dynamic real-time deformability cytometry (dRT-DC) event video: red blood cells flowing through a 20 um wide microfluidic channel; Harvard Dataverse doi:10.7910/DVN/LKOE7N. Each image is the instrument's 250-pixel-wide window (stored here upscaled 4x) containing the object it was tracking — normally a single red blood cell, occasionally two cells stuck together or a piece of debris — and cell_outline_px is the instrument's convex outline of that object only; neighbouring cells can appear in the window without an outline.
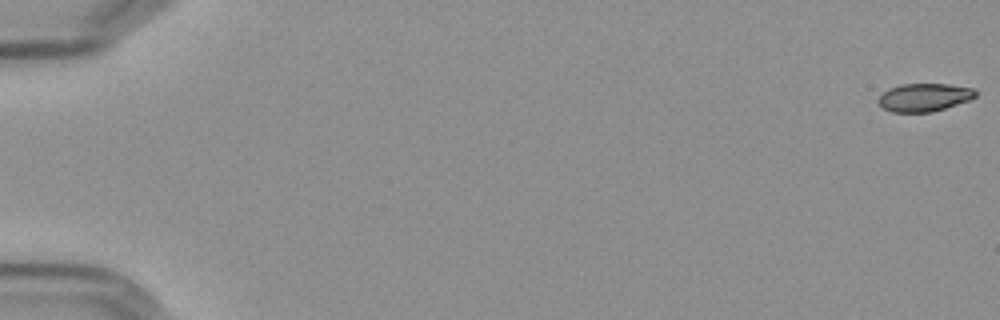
{"species": "Egyptian fruit bat (a non-hibernating species)", "species_latin": "Rousettus aegyptiacus", "temperature_condition": "cold", "stored_images_in_passage": 16, "camera_frame_rate_fps": 3000, "um_per_image_px": 0.085, "frame": {"image": 1, "passage_image": 1, "time_ms": 0.0, "image_size_px": [1000, 320], "cell_outline_px": [[976, 96], [968, 100], [932, 112], [892, 112], [884, 108], [876, 100], [888, 88], [900, 84], [948, 84], [972, 88], [976, 92]], "centroid_in_image_um": [78.52, 8.27], "position_along_channel_um": 6.5, "area_um2": 15.72}}